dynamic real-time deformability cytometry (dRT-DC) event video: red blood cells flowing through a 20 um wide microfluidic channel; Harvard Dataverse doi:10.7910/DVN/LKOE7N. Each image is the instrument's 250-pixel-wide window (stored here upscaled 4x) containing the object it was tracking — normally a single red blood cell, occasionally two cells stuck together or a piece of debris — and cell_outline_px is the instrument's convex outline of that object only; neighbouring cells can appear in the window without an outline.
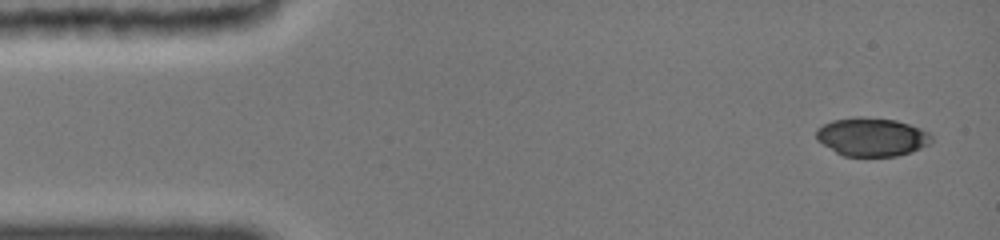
{"species": "common noctule bat (a hibernating species)", "species_latin": "Nyctalus noctula", "temperature_condition": "cold", "stored_images_in_passage": 12, "camera_frame_rate_fps": 3000, "um_per_image_px": 0.085, "animal": {"sex": "female", "body_mass_g": 19.0, "forearm_length_mm": 51.5}, "frame": {"image": 1, "passage_image": 1, "time_ms": 0.0, "image_size_px": [1000, 240], "cell_outline_px": [[932, 140], [928, 144], [920, 148], [896, 156], [844, 156], [836, 152], [824, 144], [816, 136], [816, 132], [824, 124], [832, 120], [896, 120], [920, 128], [928, 132], [932, 136]], "centroid_in_image_um": [74.15, 11.69], "position_along_channel_um": 10.8, "area_um2": 24.51}}
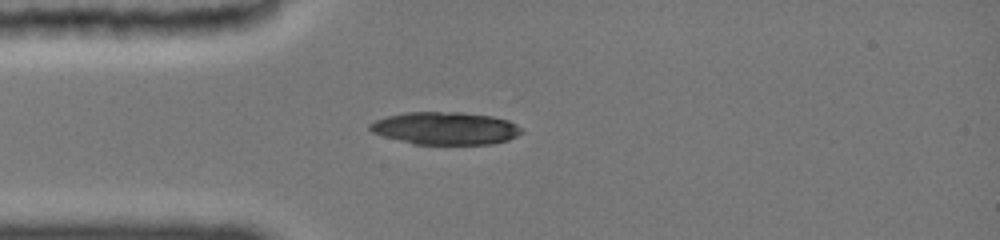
{"frame": {"image": 2, "passage_image": 9, "time_ms": 3.333, "image_size_px": [1000, 240], "cell_outline_px": [[524, 132], [508, 140], [492, 144], [416, 144], [384, 136], [372, 132], [368, 128], [376, 120], [388, 116], [408, 112], [456, 112], [492, 116], [508, 120], [520, 128]], "centroid_in_image_um": [37.89, 10.91], "position_along_channel_um": 47.1, "area_um2": 28.44}}
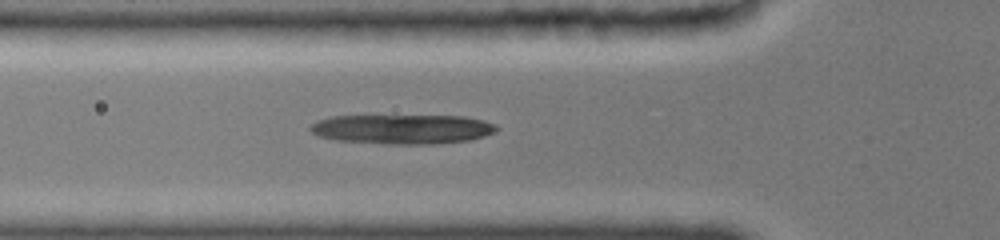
{"frame": {"image": 3, "passage_image": 12, "time_ms": 4.667, "image_size_px": [1000, 240], "cell_outline_px": [[496, 128], [492, 132], [468, 140], [432, 144], [400, 144], [340, 140], [320, 136], [312, 132], [308, 128], [312, 124], [320, 120], [332, 116], [464, 116], [480, 120], [492, 124]], "centroid_in_image_um": [34.15, 10.96], "position_along_channel_um": 91.6, "area_um2": 31.15}}